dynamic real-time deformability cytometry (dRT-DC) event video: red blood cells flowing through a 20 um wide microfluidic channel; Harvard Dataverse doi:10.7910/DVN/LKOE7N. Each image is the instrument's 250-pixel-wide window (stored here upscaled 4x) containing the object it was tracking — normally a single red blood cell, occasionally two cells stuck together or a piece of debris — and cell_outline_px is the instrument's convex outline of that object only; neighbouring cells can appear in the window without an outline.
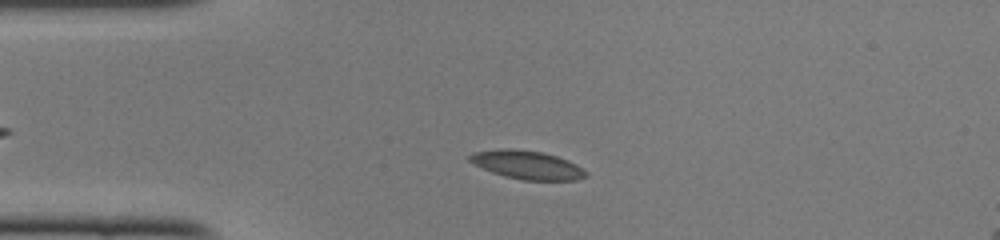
{"species": "common noctule bat (a hibernating species)", "species_latin": "Nyctalus noctula", "temperature_condition": "cold", "stored_images_in_passage": 40, "camera_frame_rate_fps": 3000, "um_per_image_px": 0.085, "animal": {"sex": "female", "body_mass_g": 22.0, "forearm_length_mm": 56.7}, "frame": {"image": 1, "passage_image": 7, "time_ms": 2.0, "image_size_px": [1000, 240], "cell_outline_px": [[588, 176], [576, 180], [520, 180], [504, 176], [492, 172], [468, 160], [468, 156], [472, 152], [496, 148], [512, 148], [544, 152], [568, 160], [576, 164], [588, 172]], "centroid_in_image_um": [44.81, 14.0], "position_along_channel_um": 40.2, "area_um2": 19.48}}
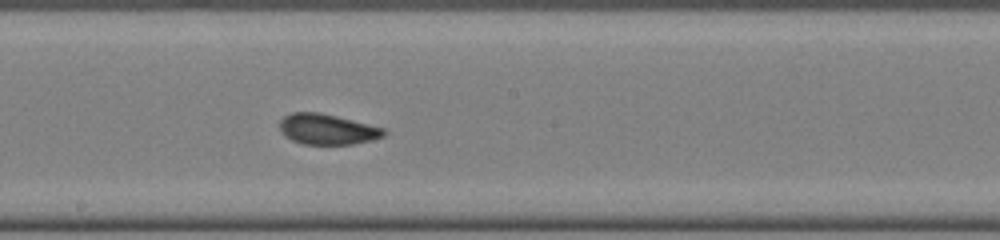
{"frame": {"image": 2, "passage_image": 22, "time_ms": 7.0, "image_size_px": [1000, 240], "cell_outline_px": [[388, 132], [384, 136], [372, 140], [352, 144], [304, 144], [292, 140], [284, 136], [280, 132], [280, 120], [284, 116], [292, 112], [320, 112], [384, 128]], "centroid_in_image_um": [27.8, 10.98], "position_along_channel_um": 220.4, "area_um2": 18.55}}
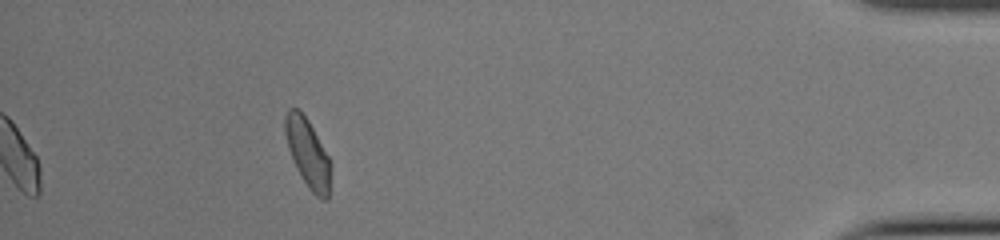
{"frame": {"image": 3, "passage_image": 40, "time_ms": 13.0, "image_size_px": [1000, 240], "cell_outline_px": [[328, 200], [320, 200], [308, 188], [300, 176], [296, 168], [288, 148], [284, 132], [284, 116], [288, 108], [300, 108], [308, 120], [328, 156]], "centroid_in_image_um": [26.09, 12.96], "position_along_channel_um": 409.1, "area_um2": 17.92}, "authors_computed_cell_mechanics": {"area_um2": 18.3804, "velocity_mm_per_s": 4.0756, "shape_relaxation_time_tau1_ms": 7.7542, "shape_relaxation_time_tau2_ms": 1.9291, "deformation_change_tau1": 0.1267, "deformation_change_tau2": 0.0719}}